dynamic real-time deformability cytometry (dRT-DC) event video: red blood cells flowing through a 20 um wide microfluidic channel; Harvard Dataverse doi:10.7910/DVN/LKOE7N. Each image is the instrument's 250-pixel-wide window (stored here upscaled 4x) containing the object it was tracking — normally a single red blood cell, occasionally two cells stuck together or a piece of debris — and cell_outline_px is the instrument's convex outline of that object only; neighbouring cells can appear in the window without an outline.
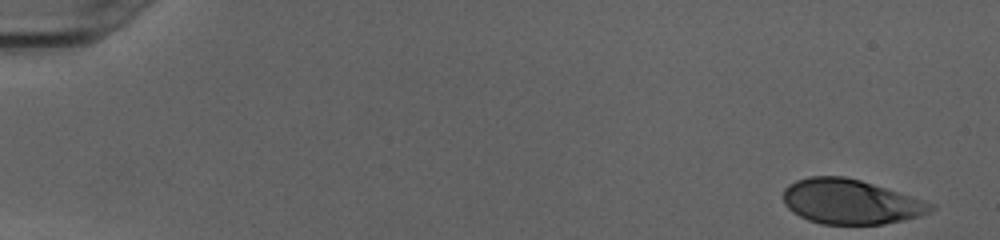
{"species": "human", "species_latin": "Homo sapiens", "temperature_condition": "cold", "stored_images_in_passage": 42, "camera_frame_rate_fps": 3000, "um_per_image_px": 0.085, "donor": {"sex": "female"}, "frame": {"image": 1, "passage_image": 1, "time_ms": 0.0, "image_size_px": [1000, 240], "cell_outline_px": [[936, 208], [928, 212], [904, 220], [880, 224], [820, 224], [808, 220], [792, 212], [784, 204], [784, 188], [788, 184], [796, 180], [808, 176], [844, 176], [860, 180], [936, 204]], "centroid_in_image_um": [72.26, 17.14], "position_along_channel_um": 12.7, "area_um2": 38.32}}
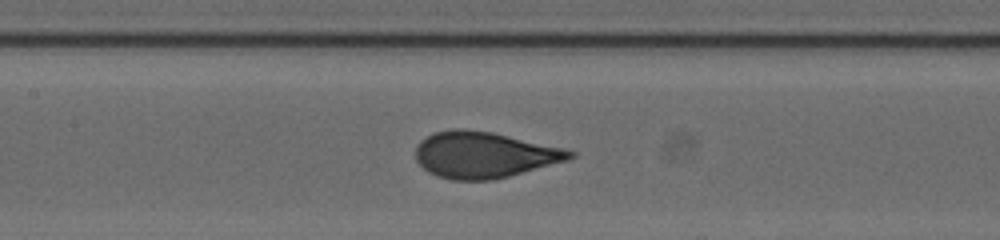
{"frame": {"image": 2, "passage_image": 24, "time_ms": 7.667, "image_size_px": [1000, 240], "cell_outline_px": [[576, 156], [568, 160], [508, 176], [492, 180], [452, 180], [436, 176], [428, 172], [416, 160], [416, 144], [420, 140], [436, 132], [456, 128], [464, 128], [492, 132], [564, 148], [576, 152]], "centroid_in_image_um": [41.13, 13.16], "position_along_channel_um": 166.3, "area_um2": 41.44}}
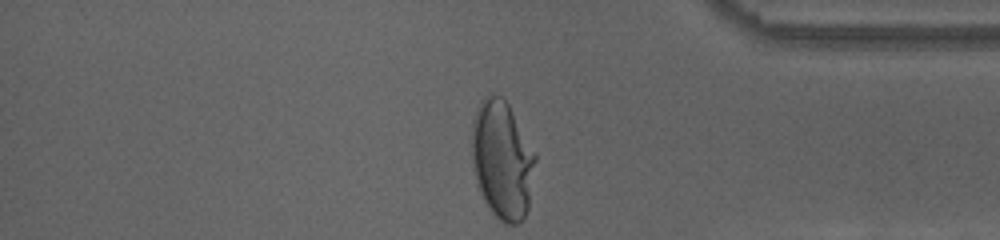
{"frame": {"image": 3, "passage_image": 42, "time_ms": 13.667, "image_size_px": [1000, 240], "cell_outline_px": [[536, 160], [528, 208], [520, 224], [504, 224], [492, 212], [484, 200], [476, 184], [472, 164], [472, 120], [480, 100], [488, 92], [500, 96], [508, 104], [536, 152]], "centroid_in_image_um": [42.68, 13.57], "position_along_channel_um": 392.5, "area_um2": 44.22}, "authors_computed_cell_mechanics": {"area_um2": 40.6912, "velocity_mm_per_s": 4.027, "shape_relaxation_time_tau1_ms": 5.4398, "shape_relaxation_time_tau2_ms": null, "deformation_change_tau1": 0.2402, "deformation_change_tau2": null}}